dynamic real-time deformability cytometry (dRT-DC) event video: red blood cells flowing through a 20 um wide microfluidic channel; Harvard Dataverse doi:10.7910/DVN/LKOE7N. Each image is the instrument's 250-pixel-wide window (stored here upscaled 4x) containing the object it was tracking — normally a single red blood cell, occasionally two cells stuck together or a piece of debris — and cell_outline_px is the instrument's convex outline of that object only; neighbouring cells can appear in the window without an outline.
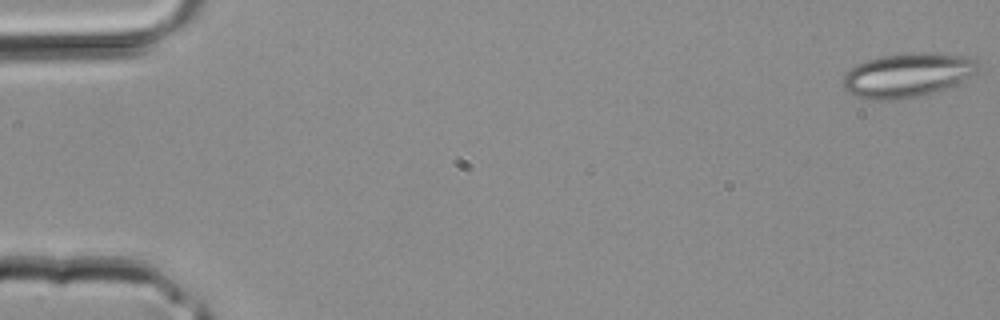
{"species": "common noctule bat (a hibernating species)", "species_latin": "Nyctalus noctula", "temperature_condition": "room temperature", "stored_images_in_passage": 39, "camera_frame_rate_fps": 3000, "um_per_image_px": 0.085, "animal": {"sex": "male", "body_mass_g": 20.4}, "frame": {"image": 1, "passage_image": 1, "time_ms": 0.0, "image_size_px": [1000, 320], "cell_outline_px": [[976, 72], [956, 84], [948, 88], [936, 92], [900, 100], [868, 100], [856, 96], [848, 92], [844, 88], [840, 80], [856, 64], [868, 60], [884, 56], [976, 56]], "centroid_in_image_um": [77.06, 6.47], "position_along_channel_um": 7.9, "area_um2": 33.47}}
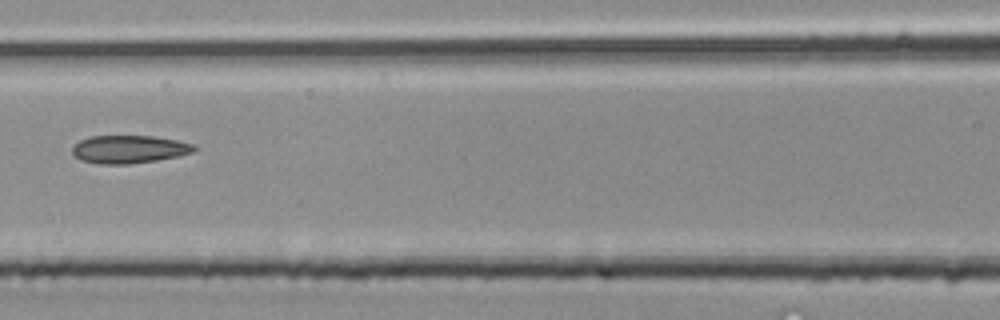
{"frame": {"image": 2, "passage_image": 18, "time_ms": 5.667, "image_size_px": [1000, 320], "cell_outline_px": [[196, 148], [192, 152], [176, 156], [156, 160], [128, 164], [96, 164], [80, 160], [72, 152], [72, 148], [80, 140], [92, 136], [152, 136], [176, 140], [192, 144]], "centroid_in_image_um": [10.93, 12.69], "position_along_channel_um": 155.7, "area_um2": 19.59}}
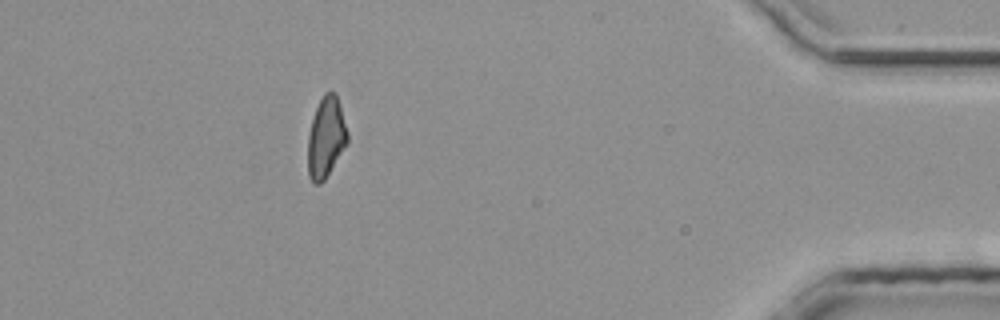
{"frame": {"image": 3, "passage_image": 35, "time_ms": 11.333, "image_size_px": [1000, 320], "cell_outline_px": [[348, 144], [324, 180], [320, 184], [312, 184], [308, 176], [308, 136], [312, 120], [316, 108], [324, 92], [336, 92], [340, 104], [348, 132]], "centroid_in_image_um": [27.72, 11.7], "position_along_channel_um": 407.5, "area_um2": 18.79}}